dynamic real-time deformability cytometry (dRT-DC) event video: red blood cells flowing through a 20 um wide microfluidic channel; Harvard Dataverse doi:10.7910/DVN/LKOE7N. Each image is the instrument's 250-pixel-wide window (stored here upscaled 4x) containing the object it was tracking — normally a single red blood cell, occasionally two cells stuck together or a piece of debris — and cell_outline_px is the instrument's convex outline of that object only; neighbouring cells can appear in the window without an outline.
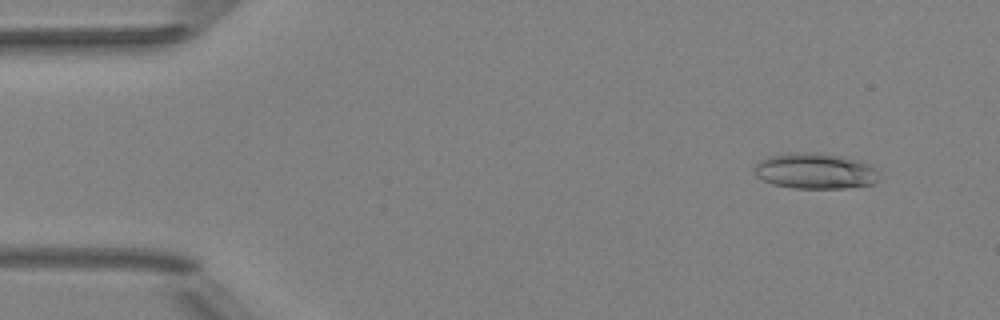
{"species": "Egyptian fruit bat (a non-hibernating species)", "species_latin": "Rousettus aegyptiacus", "temperature_condition": "room temperature", "stored_images_in_passage": 52, "camera_frame_rate_fps": 3000, "um_per_image_px": 0.085, "animal": {"sex": "female"}, "frame": {"image": 1, "passage_image": 5, "time_ms": 1.333, "image_size_px": [1000, 320], "cell_outline_px": [[880, 176], [872, 184], [844, 188], [792, 188], [772, 184], [756, 176], [756, 164], [760, 160], [768, 156], [788, 152], [816, 152], [844, 156], [864, 160], [880, 168]], "centroid_in_image_um": [69.37, 14.51], "position_along_channel_um": 15.6, "area_um2": 26.59}}
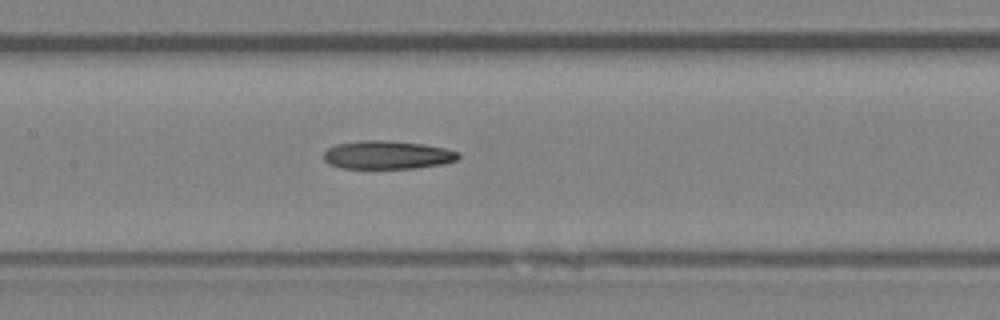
{"frame": {"image": 2, "passage_image": 25, "time_ms": 8.0, "image_size_px": [1000, 320], "cell_outline_px": [[460, 156], [456, 160], [444, 164], [416, 168], [340, 168], [328, 164], [324, 160], [324, 152], [328, 148], [336, 144], [360, 140], [380, 140], [424, 144], [444, 148], [460, 152]], "centroid_in_image_um": [32.91, 13.17], "position_along_channel_um": 174.5, "area_um2": 22.31}}
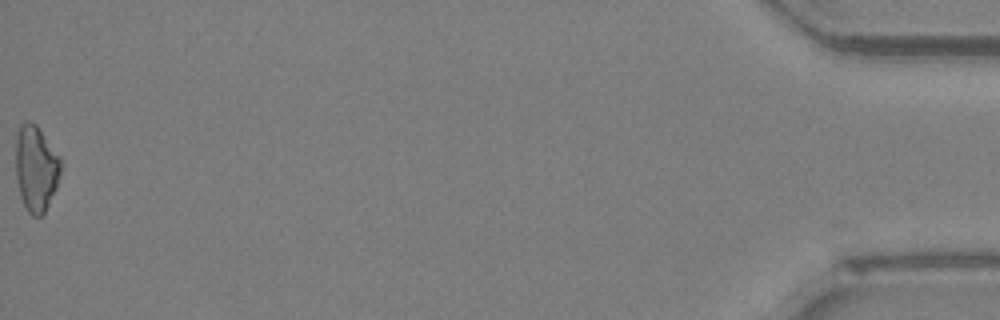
{"frame": {"image": 3, "passage_image": 52, "time_ms": 17.0, "image_size_px": [1000, 320], "cell_outline_px": [[64, 164], [56, 188], [44, 212], [40, 216], [32, 216], [28, 212], [20, 196], [16, 176], [16, 136], [20, 124], [28, 120], [36, 124], [64, 160]], "centroid_in_image_um": [3.09, 14.27], "position_along_channel_um": 432.1, "area_um2": 22.95}}